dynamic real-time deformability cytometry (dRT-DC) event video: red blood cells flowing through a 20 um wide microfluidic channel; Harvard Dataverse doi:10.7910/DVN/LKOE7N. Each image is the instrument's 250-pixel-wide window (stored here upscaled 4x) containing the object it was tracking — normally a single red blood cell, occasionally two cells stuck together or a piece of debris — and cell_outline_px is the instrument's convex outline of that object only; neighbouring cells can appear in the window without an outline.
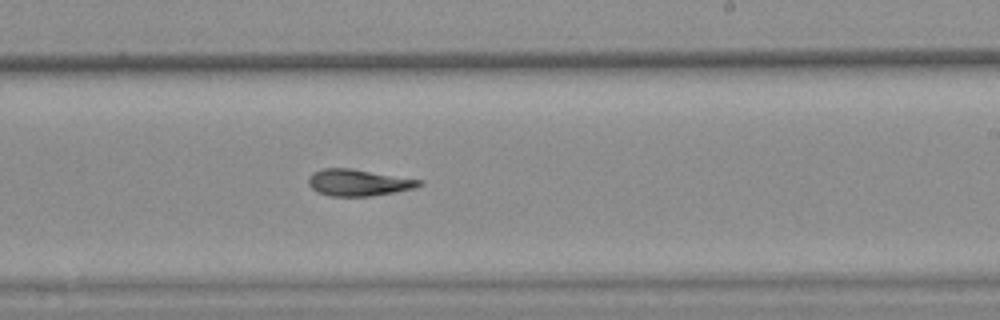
{"species": "common noctule bat (a hibernating species)", "species_latin": "Nyctalus noctula", "temperature_condition": "warm", "stored_images_in_passage": 11, "camera_frame_rate_fps": 3000, "um_per_image_px": 0.085, "animal": {"sex": "female", "body_mass_g": 25.1}, "frame": {"image": 1, "passage_image": 11, "time_ms": 3.333, "image_size_px": [1000, 320], "cell_outline_px": [[424, 184], [416, 188], [372, 196], [332, 196], [316, 192], [308, 184], [308, 176], [312, 172], [324, 168], [352, 168], [424, 180]], "centroid_in_image_um": [30.48, 15.51], "position_along_channel_um": 258.5, "area_um2": 17.46}}